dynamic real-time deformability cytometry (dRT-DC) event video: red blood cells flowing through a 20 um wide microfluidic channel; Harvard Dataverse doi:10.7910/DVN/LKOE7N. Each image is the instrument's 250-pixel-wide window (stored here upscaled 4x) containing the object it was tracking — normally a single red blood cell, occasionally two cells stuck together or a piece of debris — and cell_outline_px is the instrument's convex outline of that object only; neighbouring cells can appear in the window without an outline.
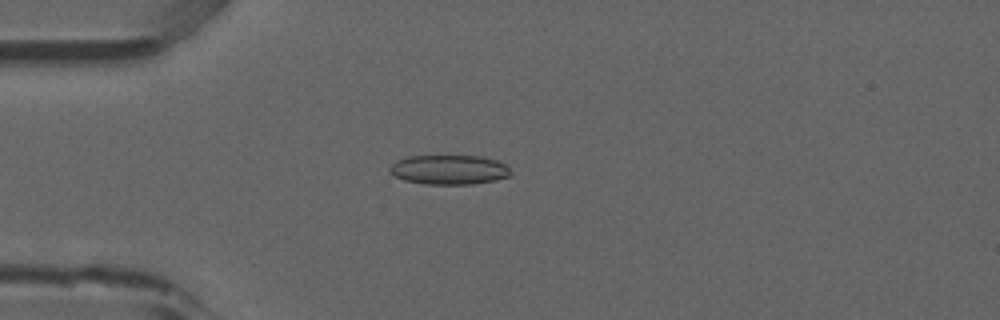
{"species": "common noctule bat (a hibernating species)", "species_latin": "Nyctalus noctula", "temperature_condition": "room temperature", "stored_images_in_passage": 45, "camera_frame_rate_fps": 3000, "um_per_image_px": 0.085, "animal": {"sex": "male", "forearm_length_mm": 52.5}, "frame": {"image": 1, "passage_image": 6, "time_ms": 1.667, "image_size_px": [1000, 320], "cell_outline_px": [[512, 176], [496, 180], [472, 184], [424, 184], [404, 180], [388, 172], [388, 168], [396, 160], [408, 156], [480, 156], [496, 160], [504, 164], [512, 172]], "centroid_in_image_um": [38.17, 14.43], "position_along_channel_um": 46.8, "area_um2": 20.92}}
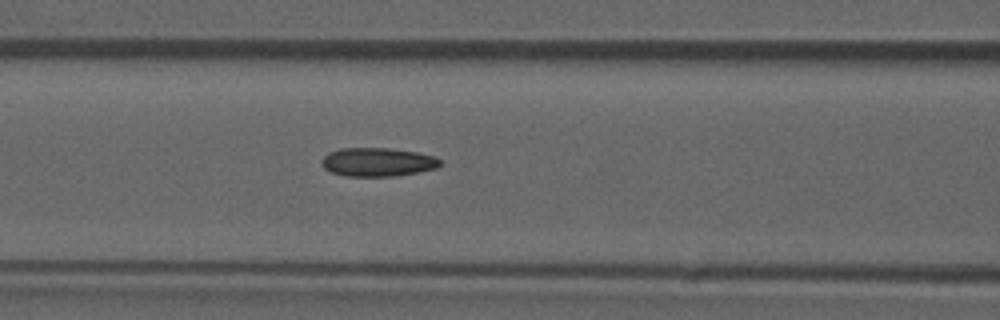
{"frame": {"image": 2, "passage_image": 14, "time_ms": 4.333, "image_size_px": [1000, 320], "cell_outline_px": [[440, 164], [436, 168], [416, 172], [392, 176], [348, 176], [332, 172], [324, 168], [320, 160], [328, 152], [340, 148], [388, 148], [416, 152], [436, 156], [440, 160]], "centroid_in_image_um": [32.07, 13.76], "position_along_channel_um": 134.5, "area_um2": 19.65}}
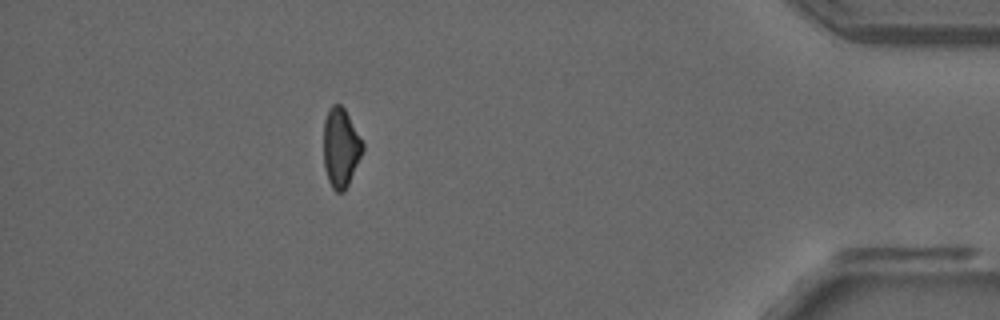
{"frame": {"image": 3, "passage_image": 39, "time_ms": 12.667, "image_size_px": [1000, 320], "cell_outline_px": [[364, 148], [348, 184], [344, 192], [336, 192], [332, 188], [328, 180], [324, 168], [324, 120], [328, 108], [332, 104], [340, 104], [344, 108], [364, 144]], "centroid_in_image_um": [28.94, 12.54], "position_along_channel_um": 406.3, "area_um2": 17.92}, "authors_computed_cell_mechanics": {"area_um2": 19.4208, "velocity_mm_per_s": 3.8726, "shape_relaxation_time_tau1_ms": null, "shape_relaxation_time_tau2_ms": 3.6349, "deformation_change_tau1": null, "deformation_change_tau2": 0.1094}}